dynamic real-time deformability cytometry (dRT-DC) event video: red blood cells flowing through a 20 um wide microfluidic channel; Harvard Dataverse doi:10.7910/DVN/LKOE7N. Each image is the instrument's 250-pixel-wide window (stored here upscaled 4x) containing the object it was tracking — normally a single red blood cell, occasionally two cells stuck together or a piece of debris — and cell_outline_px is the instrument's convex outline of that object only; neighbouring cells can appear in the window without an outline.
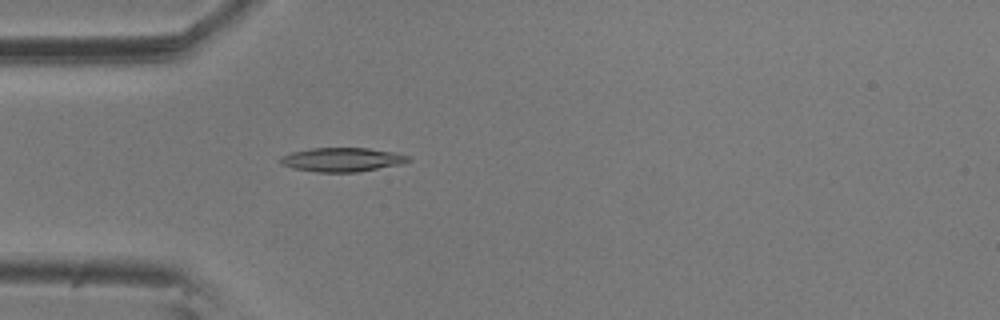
{"species": "common noctule bat (a hibernating species)", "species_latin": "Nyctalus noctula", "temperature_condition": "room temperature", "stored_images_in_passage": 5, "camera_frame_rate_fps": 3000, "um_per_image_px": 0.085, "animal": {"sex": "male", "body_mass_g": 20.5, "forearm_length_mm": 52.5}, "frame": {"image": 1, "passage_image": 5, "time_ms": 1.333, "image_size_px": [1000, 320], "cell_outline_px": [[412, 160], [404, 164], [356, 172], [316, 172], [292, 168], [280, 164], [280, 156], [292, 152], [312, 148], [368, 148], [392, 152], [408, 156]], "centroid_in_image_um": [29.07, 13.57], "position_along_channel_um": 55.9, "area_um2": 17.92}}